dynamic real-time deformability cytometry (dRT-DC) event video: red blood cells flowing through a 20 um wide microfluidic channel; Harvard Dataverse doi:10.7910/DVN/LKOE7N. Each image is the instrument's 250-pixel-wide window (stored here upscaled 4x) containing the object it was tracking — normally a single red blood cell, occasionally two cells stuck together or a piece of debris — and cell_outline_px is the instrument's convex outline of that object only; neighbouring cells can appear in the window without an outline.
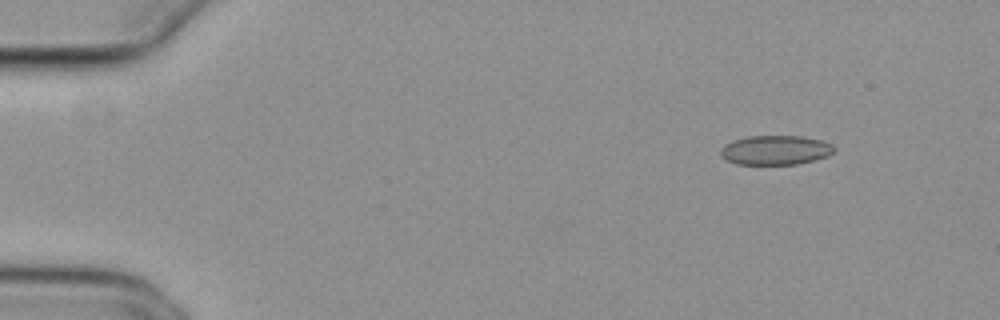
{"species": "common noctule bat (a hibernating species)", "species_latin": "Nyctalus noctula", "temperature_condition": "cold", "stored_images_in_passage": 9, "camera_frame_rate_fps": 3000, "um_per_image_px": 0.085, "animal": {"sex": "female", "body_mass_g": 29.2, "forearm_length_mm": 56.3}, "frame": {"image": 1, "passage_image": 1, "time_ms": 0.0, "image_size_px": [1000, 320], "cell_outline_px": [[836, 148], [828, 156], [816, 160], [796, 164], [736, 164], [724, 160], [720, 156], [720, 148], [724, 144], [732, 140], [748, 136], [800, 136], [820, 140], [832, 144]], "centroid_in_image_um": [65.87, 12.76], "position_along_channel_um": 19.1, "area_um2": 19.65}}